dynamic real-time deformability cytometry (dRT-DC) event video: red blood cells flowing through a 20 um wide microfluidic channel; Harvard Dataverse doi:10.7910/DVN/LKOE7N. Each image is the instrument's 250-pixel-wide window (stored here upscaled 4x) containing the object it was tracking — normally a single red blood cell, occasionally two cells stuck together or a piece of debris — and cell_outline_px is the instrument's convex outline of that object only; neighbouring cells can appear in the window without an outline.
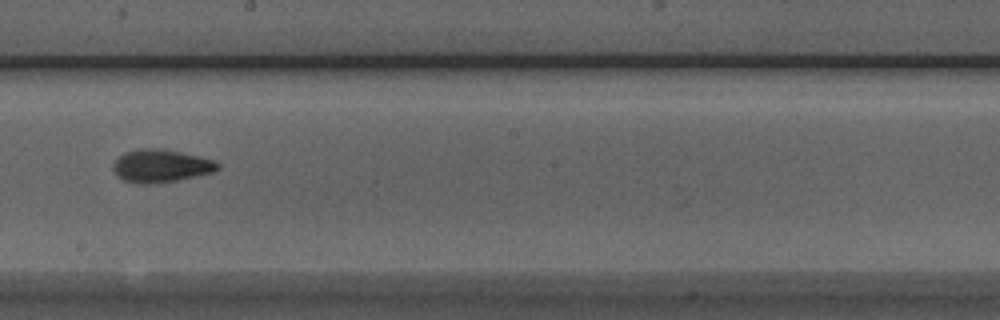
{"species": "Egyptian fruit bat (a non-hibernating species)", "species_latin": "Rousettus aegyptiacus", "temperature_condition": "room temperature", "stored_images_in_passage": 21, "camera_frame_rate_fps": 3000, "um_per_image_px": 0.085, "animal": {"sex": "male"}, "frame": {"image": 1, "passage_image": 15, "time_ms": 4.667, "image_size_px": [1000, 320], "cell_outline_px": [[220, 168], [212, 172], [196, 176], [176, 180], [148, 184], [136, 184], [124, 180], [112, 168], [112, 164], [124, 152], [144, 148], [160, 148], [200, 156], [212, 160], [220, 164]], "centroid_in_image_um": [13.68, 14.09], "position_along_channel_um": 234.5, "area_um2": 19.83}}
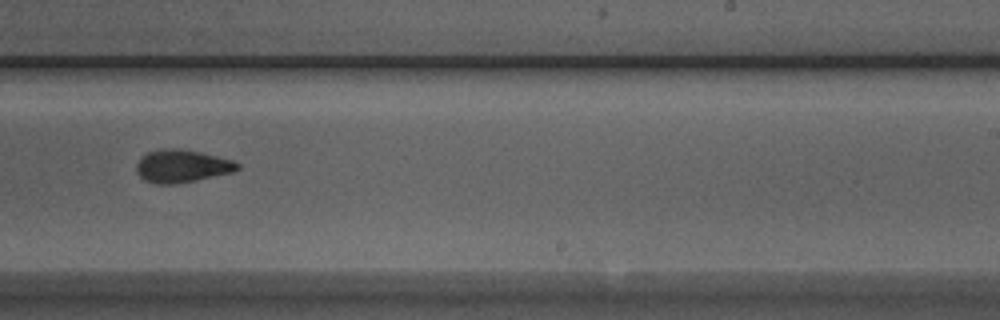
{"frame": {"image": 2, "passage_image": 18, "time_ms": 5.667, "image_size_px": [1000, 320], "cell_outline_px": [[240, 168], [232, 172], [196, 180], [176, 184], [156, 184], [144, 180], [136, 172], [136, 164], [148, 152], [164, 148], [180, 148], [200, 152], [232, 160], [240, 164]], "centroid_in_image_um": [15.45, 14.12], "position_along_channel_um": 273.5, "area_um2": 19.19}}